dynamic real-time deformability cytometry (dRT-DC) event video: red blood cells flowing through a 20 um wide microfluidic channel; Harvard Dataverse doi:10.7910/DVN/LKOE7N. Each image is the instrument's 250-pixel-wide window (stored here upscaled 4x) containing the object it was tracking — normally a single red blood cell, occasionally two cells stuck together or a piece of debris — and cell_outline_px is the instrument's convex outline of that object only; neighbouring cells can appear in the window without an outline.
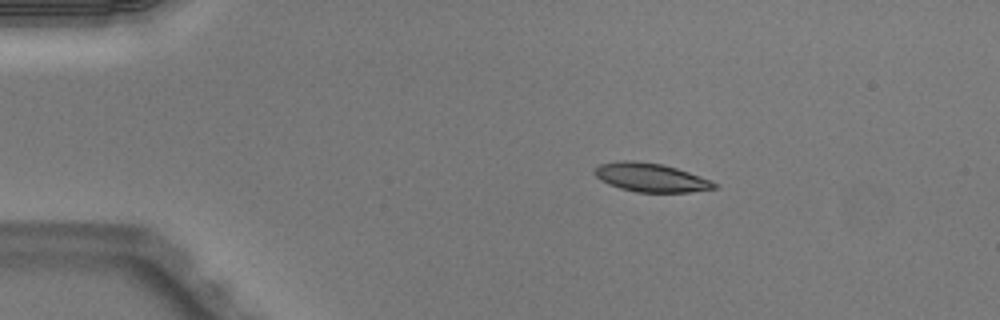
{"species": "Egyptian fruit bat (a non-hibernating species)", "species_latin": "Rousettus aegyptiacus", "temperature_condition": "warm", "stored_images_in_passage": 42, "camera_frame_rate_fps": 3000, "um_per_image_px": 0.085, "animal": {"sex": "male"}, "frame": {"image": 1, "passage_image": 1, "time_ms": 0.0, "image_size_px": [1000, 320], "cell_outline_px": [[716, 188], [688, 192], [636, 192], [620, 188], [608, 184], [600, 180], [592, 172], [592, 168], [600, 164], [620, 160], [632, 160], [660, 164], [676, 168], [712, 180], [716, 184]], "centroid_in_image_um": [55.26, 15.08], "position_along_channel_um": 29.7, "area_um2": 20.0}}
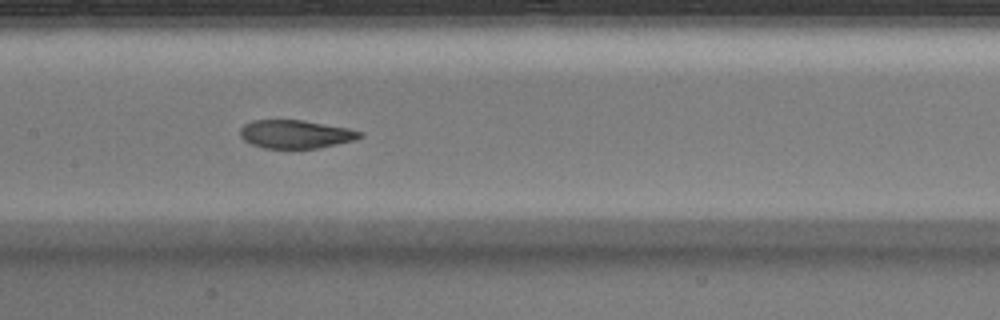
{"frame": {"image": 2, "passage_image": 17, "time_ms": 5.333, "image_size_px": [1000, 320], "cell_outline_px": [[364, 136], [356, 140], [320, 148], [264, 148], [252, 144], [244, 140], [240, 136], [240, 128], [244, 124], [252, 120], [304, 120], [348, 128], [364, 132]], "centroid_in_image_um": [25.16, 11.4], "position_along_channel_um": 182.2, "area_um2": 19.94}}
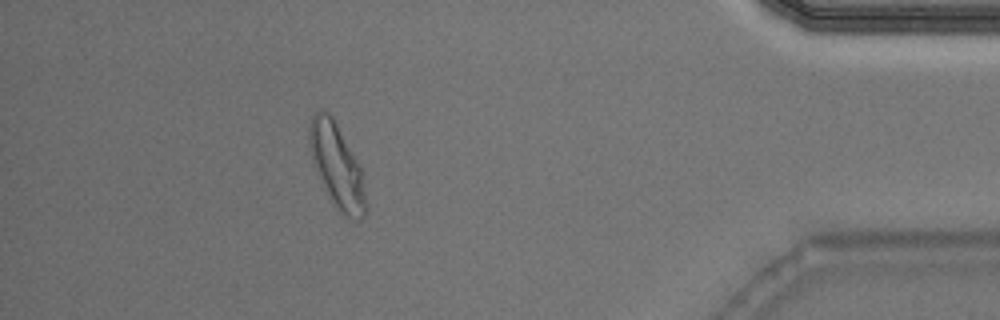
{"frame": {"image": 3, "passage_image": 37, "time_ms": 12.0, "image_size_px": [1000, 320], "cell_outline_px": [[368, 208], [364, 216], [360, 220], [348, 216], [340, 212], [332, 200], [312, 160], [308, 140], [308, 124], [312, 116], [316, 112], [328, 112], [332, 116], [360, 168]], "centroid_in_image_um": [28.63, 14.09], "position_along_channel_um": 406.6, "area_um2": 26.59}, "authors_computed_cell_mechanics": {"area_um2": 20.9236, "velocity_mm_per_s": 4.0468, "shape_relaxation_time_tau1_ms": 7.9933, "shape_relaxation_time_tau2_ms": 1.0871, "deformation_change_tau1": 0.2386, "deformation_change_tau2": 0.0631}}